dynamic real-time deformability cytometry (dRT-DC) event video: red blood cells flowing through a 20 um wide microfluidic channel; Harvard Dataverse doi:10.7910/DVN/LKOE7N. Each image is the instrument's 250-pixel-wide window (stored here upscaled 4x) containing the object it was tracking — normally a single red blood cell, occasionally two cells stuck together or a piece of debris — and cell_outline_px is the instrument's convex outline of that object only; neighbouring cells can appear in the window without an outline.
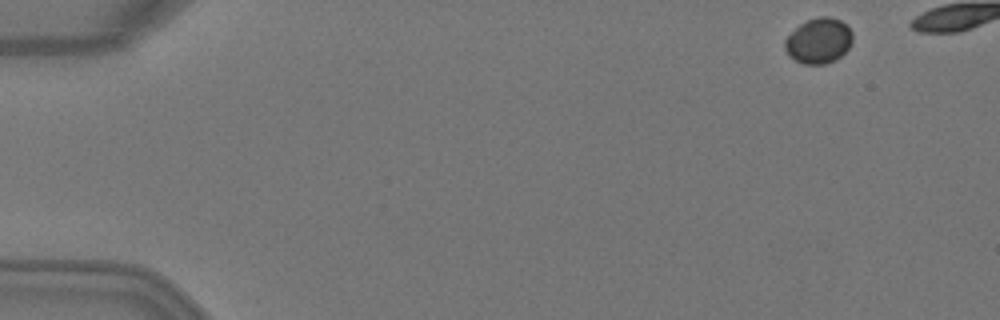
{"species": "Egyptian fruit bat (a non-hibernating species)", "species_latin": "Rousettus aegyptiacus", "temperature_condition": "warm", "stored_images_in_passage": 4, "camera_frame_rate_fps": 3000, "um_per_image_px": 0.085, "animal": {"sex": "female"}, "frame": {"image": 1, "passage_image": 1, "time_ms": 0.0, "image_size_px": [1000, 320], "cell_outline_px": [[852, 40], [848, 48], [836, 60], [824, 64], [804, 64], [796, 60], [784, 48], [784, 40], [800, 24], [808, 20], [820, 16], [828, 16], [840, 20], [852, 32]], "centroid_in_image_um": [69.59, 3.46], "position_along_channel_um": 15.4, "area_um2": 17.57}}